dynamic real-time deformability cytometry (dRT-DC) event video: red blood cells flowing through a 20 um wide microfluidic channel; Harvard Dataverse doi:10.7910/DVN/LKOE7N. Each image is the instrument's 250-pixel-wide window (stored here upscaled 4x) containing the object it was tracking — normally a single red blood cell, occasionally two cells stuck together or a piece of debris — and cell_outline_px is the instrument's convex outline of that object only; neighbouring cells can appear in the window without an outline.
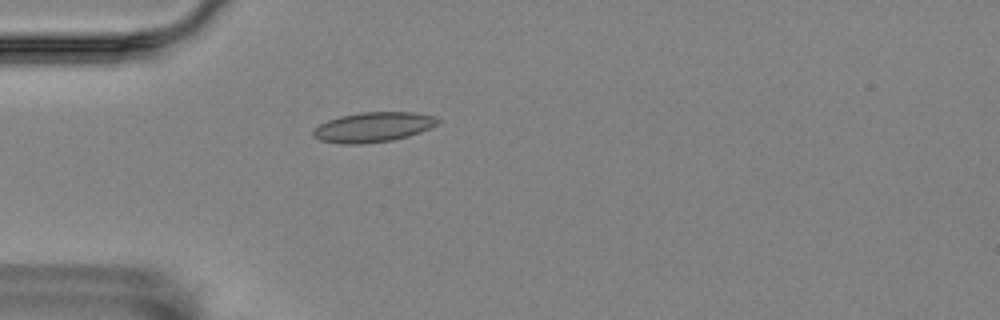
{"species": "Egyptian fruit bat (a non-hibernating species)", "species_latin": "Rousettus aegyptiacus", "temperature_condition": "room temperature", "stored_images_in_passage": 49, "camera_frame_rate_fps": 3000, "um_per_image_px": 0.085, "animal": {"sex": "female"}, "frame": {"image": 1, "passage_image": 9, "time_ms": 2.667, "image_size_px": [1000, 320], "cell_outline_px": [[440, 120], [436, 124], [420, 132], [408, 136], [392, 140], [360, 144], [340, 144], [320, 140], [312, 136], [312, 128], [328, 120], [340, 116], [360, 112], [412, 112], [436, 116]], "centroid_in_image_um": [31.67, 10.8], "position_along_channel_um": 53.3, "area_um2": 21.73}}
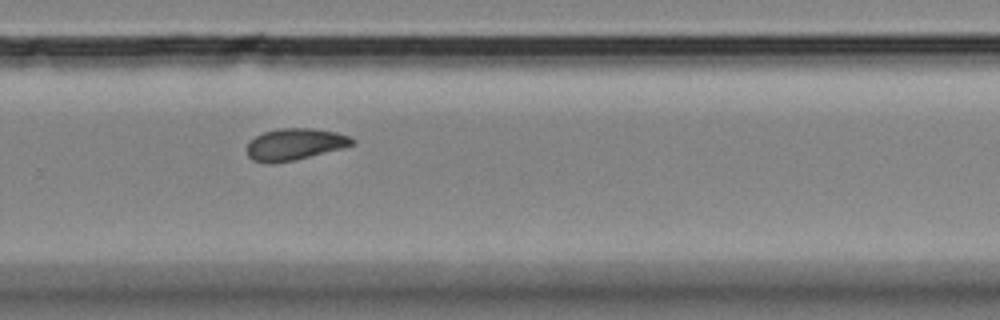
{"frame": {"image": 2, "passage_image": 31, "time_ms": 10.0, "image_size_px": [1000, 320], "cell_outline_px": [[356, 144], [292, 160], [268, 164], [252, 160], [248, 156], [248, 140], [264, 132], [276, 128], [312, 128], [336, 132], [348, 136], [356, 140]], "centroid_in_image_um": [25.03, 12.25], "position_along_channel_um": 304.8, "area_um2": 19.25}}
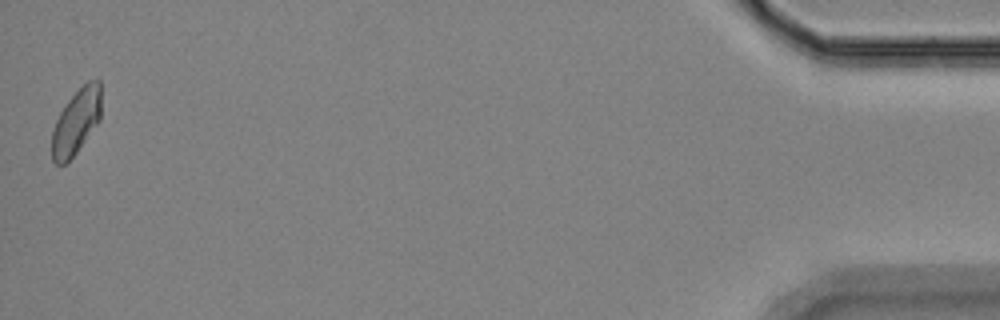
{"frame": {"image": 3, "passage_image": 49, "time_ms": 16.0, "image_size_px": [1000, 320], "cell_outline_px": [[100, 120], [76, 152], [64, 164], [56, 164], [52, 160], [52, 132], [56, 120], [60, 112], [68, 100], [88, 80], [100, 80]], "centroid_in_image_um": [6.47, 10.34], "position_along_channel_um": 428.7, "area_um2": 18.38}, "authors_computed_cell_mechanics": {"area_um2": 19.3052, "velocity_mm_per_s": 3.5343, "shape_relaxation_time_tau1_ms": null, "shape_relaxation_time_tau2_ms": 2.6226, "deformation_change_tau1": null, "deformation_change_tau2": 0.0562}}